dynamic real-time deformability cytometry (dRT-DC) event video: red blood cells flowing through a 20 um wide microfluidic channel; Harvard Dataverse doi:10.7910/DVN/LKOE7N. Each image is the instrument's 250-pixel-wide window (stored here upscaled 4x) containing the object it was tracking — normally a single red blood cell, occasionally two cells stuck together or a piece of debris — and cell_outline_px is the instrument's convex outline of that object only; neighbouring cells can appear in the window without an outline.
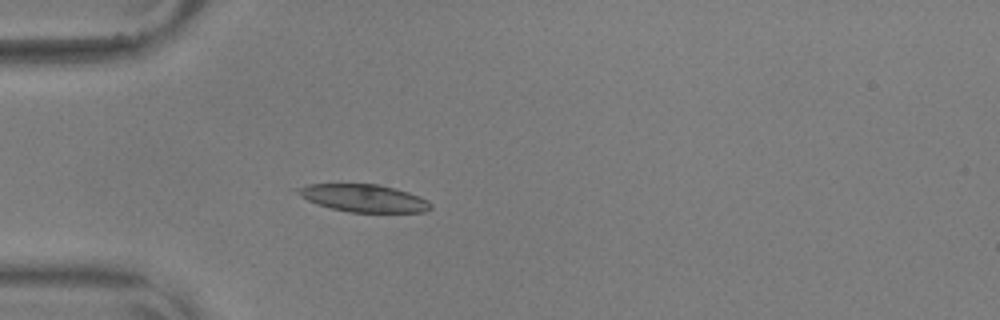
{"species": "common noctule bat (a hibernating species)", "species_latin": "Nyctalus noctula", "temperature_condition": "warm", "stored_images_in_passage": 41, "camera_frame_rate_fps": 3000, "um_per_image_px": 0.085, "animal": {"sex": "male", "body_mass_g": 17.9, "forearm_length_mm": 54.2}, "frame": {"image": 1, "passage_image": 2, "time_ms": 0.333, "image_size_px": [1000, 320], "cell_outline_px": [[432, 208], [424, 212], [348, 212], [332, 208], [308, 200], [300, 196], [292, 188], [308, 184], [380, 184], [396, 188], [420, 196], [428, 200], [432, 204]], "centroid_in_image_um": [30.92, 16.83], "position_along_channel_um": 54.1, "area_um2": 21.44}}
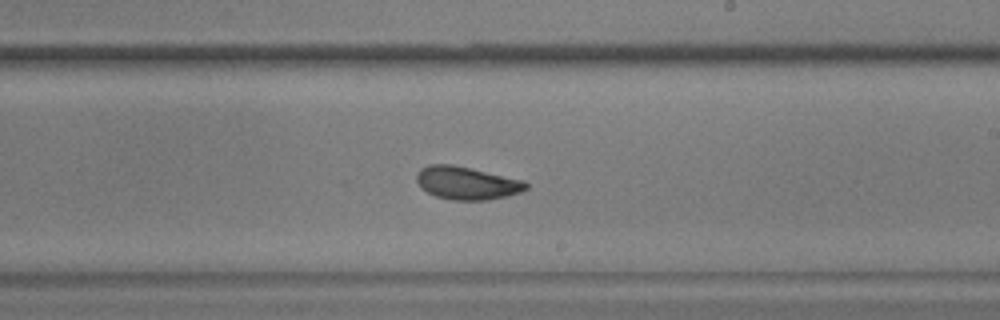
{"frame": {"image": 2, "passage_image": 19, "time_ms": 6.0, "image_size_px": [1000, 320], "cell_outline_px": [[528, 188], [520, 192], [508, 196], [488, 200], [452, 200], [436, 196], [420, 188], [416, 180], [416, 176], [420, 168], [428, 164], [452, 164], [472, 168], [524, 180], [528, 184]], "centroid_in_image_um": [39.67, 15.55], "position_along_channel_um": 249.3, "area_um2": 21.21}}
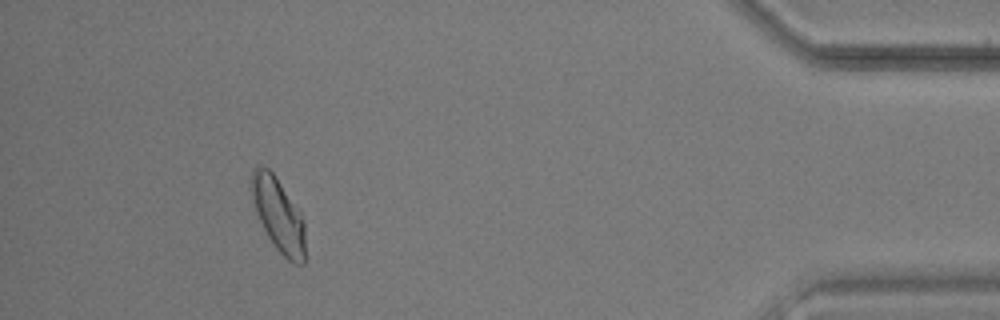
{"frame": {"image": 3, "passage_image": 37, "time_ms": 12.0, "image_size_px": [1000, 320], "cell_outline_px": [[304, 264], [296, 264], [288, 260], [272, 244], [252, 204], [252, 168], [268, 168], [276, 176], [300, 208], [304, 224]], "centroid_in_image_um": [23.69, 18.25], "position_along_channel_um": 411.5, "area_um2": 23.0}, "authors_computed_cell_mechanics": {"area_um2": 21.4438, "velocity_mm_per_s": 3.6021, "shape_relaxation_time_tau1_ms": 2.8118, "shape_relaxation_time_tau2_ms": 1.3334, "deformation_change_tau1": 0.1067, "deformation_change_tau2": 0.0499}}